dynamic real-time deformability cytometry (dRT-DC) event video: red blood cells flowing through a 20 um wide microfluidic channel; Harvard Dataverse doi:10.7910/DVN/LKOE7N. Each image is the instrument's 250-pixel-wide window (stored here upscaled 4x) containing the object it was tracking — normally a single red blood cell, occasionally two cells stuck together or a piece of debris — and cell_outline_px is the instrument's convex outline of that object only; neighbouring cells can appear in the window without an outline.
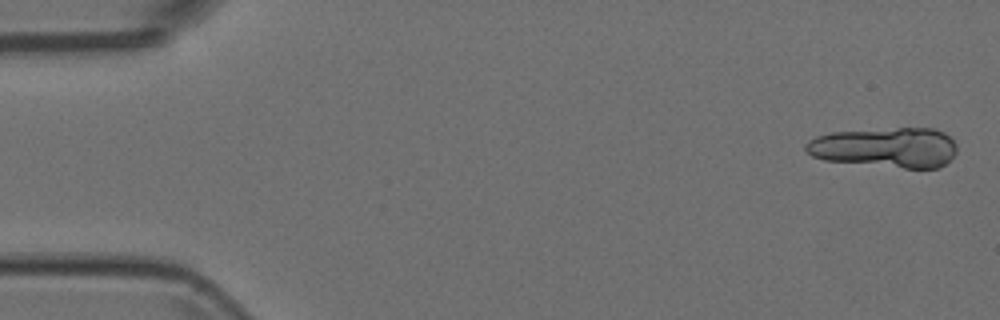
{"species": "Egyptian fruit bat (a non-hibernating species)", "species_latin": "Rousettus aegyptiacus", "temperature_condition": "room temperature", "stored_images_in_passage": 8, "camera_frame_rate_fps": 3000, "um_per_image_px": 0.085, "animal": {"sex": "female"}, "frame": {"image": 1, "passage_image": 1, "time_ms": 0.0, "image_size_px": [1000, 320], "cell_outline_px": [[956, 152], [944, 164], [936, 168], [904, 168], [824, 160], [812, 156], [804, 148], [804, 144], [808, 140], [816, 136], [832, 132], [900, 128], [932, 128], [944, 132], [956, 144]], "centroid_in_image_um": [75.24, 12.53], "position_along_channel_um": 9.8, "area_um2": 35.14}}